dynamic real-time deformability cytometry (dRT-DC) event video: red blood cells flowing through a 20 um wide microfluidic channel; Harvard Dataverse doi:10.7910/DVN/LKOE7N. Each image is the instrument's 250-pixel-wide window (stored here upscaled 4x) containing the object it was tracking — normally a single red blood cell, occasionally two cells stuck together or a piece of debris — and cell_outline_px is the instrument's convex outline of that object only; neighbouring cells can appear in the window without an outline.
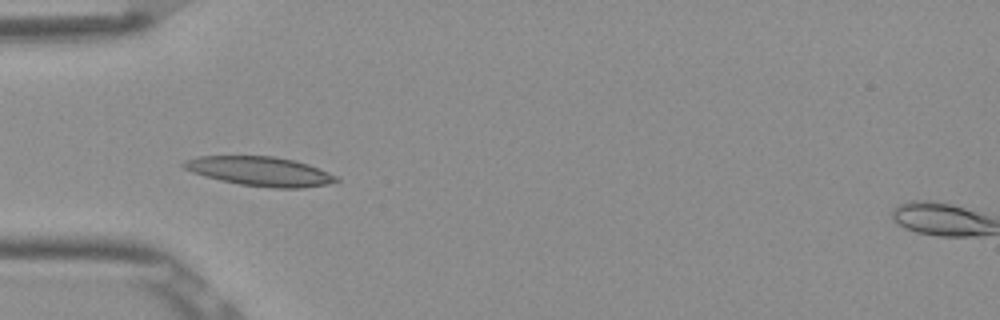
{"species": "Egyptian fruit bat (a non-hibernating species)", "species_latin": "Rousettus aegyptiacus", "temperature_condition": "room temperature", "stored_images_in_passage": 2, "camera_frame_rate_fps": 3000, "um_per_image_px": 0.085, "frame": {"image": 1, "passage_image": 1, "time_ms": 0.0, "image_size_px": [1000, 320], "cell_outline_px": [[340, 180], [328, 184], [300, 188], [276, 188], [240, 184], [220, 180], [204, 176], [192, 172], [184, 168], [180, 164], [184, 160], [196, 156], [272, 156], [292, 160], [308, 164], [328, 172], [336, 176]], "centroid_in_image_um": [22.06, 14.55], "position_along_channel_um": 62.9, "area_um2": 25.89}}
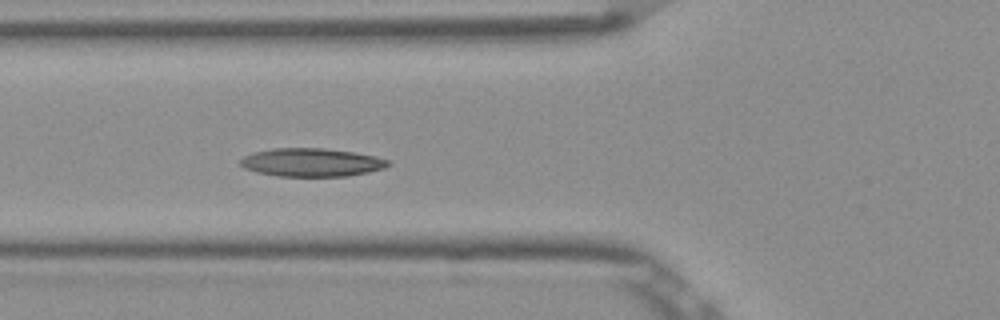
{"frame": {"image": 2, "passage_image": 2, "time_ms": 0.333, "image_size_px": [1000, 320], "cell_outline_px": [[392, 164], [384, 168], [368, 172], [348, 176], [276, 176], [256, 172], [244, 168], [240, 164], [240, 160], [244, 156], [252, 152], [272, 148], [324, 148], [352, 152], [376, 156], [388, 160]], "centroid_in_image_um": [26.47, 13.8], "position_along_channel_um": 99.3, "area_um2": 24.45}}